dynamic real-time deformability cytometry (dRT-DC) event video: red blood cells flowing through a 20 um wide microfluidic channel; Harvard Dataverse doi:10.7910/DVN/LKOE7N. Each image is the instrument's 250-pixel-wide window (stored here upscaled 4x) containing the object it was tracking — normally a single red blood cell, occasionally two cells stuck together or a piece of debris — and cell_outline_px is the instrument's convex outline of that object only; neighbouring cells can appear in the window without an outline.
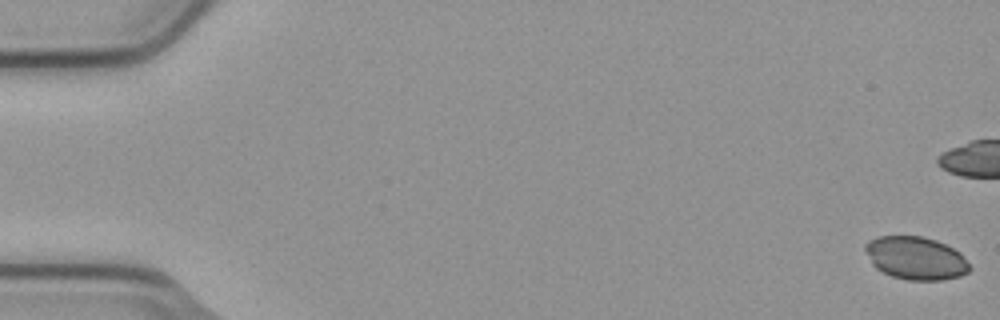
{"species": "common noctule bat (a hibernating species)", "species_latin": "Nyctalus noctula", "temperature_condition": "cold", "stored_images_in_passage": 8, "camera_frame_rate_fps": 3000, "um_per_image_px": 0.085, "animal": {"sex": "male", "body_mass_g": 23.1, "forearm_length_mm": 52.7}, "frame": {"image": 1, "passage_image": 1, "time_ms": 0.0, "image_size_px": [1000, 320], "cell_outline_px": [[972, 268], [968, 272], [960, 276], [940, 280], [908, 280], [892, 276], [876, 268], [872, 264], [864, 248], [864, 244], [868, 240], [876, 236], [920, 236], [936, 240], [960, 252]], "centroid_in_image_um": [77.83, 21.93], "position_along_channel_um": 7.2, "area_um2": 26.13}}